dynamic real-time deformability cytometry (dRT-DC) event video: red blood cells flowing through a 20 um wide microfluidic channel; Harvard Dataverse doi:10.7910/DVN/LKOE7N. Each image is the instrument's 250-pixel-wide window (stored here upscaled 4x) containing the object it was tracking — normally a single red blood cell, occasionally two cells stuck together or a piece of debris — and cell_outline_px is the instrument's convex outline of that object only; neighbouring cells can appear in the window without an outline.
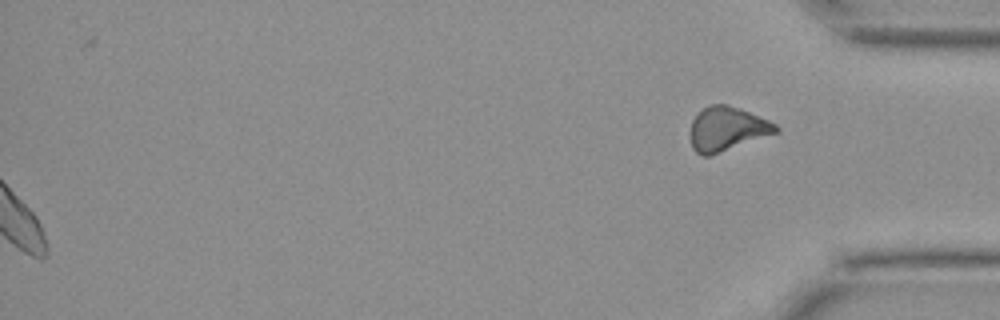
{"species": "Egyptian fruit bat (a non-hibernating species)", "species_latin": "Rousettus aegyptiacus", "temperature_condition": "cold", "stored_images_in_passage": 41, "segment_of_instrument_passage": [2, 2], "camera_frame_rate_fps": 3000, "um_per_image_px": 0.085, "animal": {"sex": "female"}, "frame": {"image": 1, "passage_image": 41, "time_ms": 13.333, "image_size_px": [1000, 320], "cell_outline_px": [[780, 132], [708, 156], [704, 156], [696, 152], [692, 148], [692, 120], [704, 108], [712, 104], [728, 104], [740, 108], [768, 120], [776, 124], [780, 128]], "centroid_in_image_um": [61.85, 10.95], "position_along_channel_um": 373.4, "area_um2": 21.68}}